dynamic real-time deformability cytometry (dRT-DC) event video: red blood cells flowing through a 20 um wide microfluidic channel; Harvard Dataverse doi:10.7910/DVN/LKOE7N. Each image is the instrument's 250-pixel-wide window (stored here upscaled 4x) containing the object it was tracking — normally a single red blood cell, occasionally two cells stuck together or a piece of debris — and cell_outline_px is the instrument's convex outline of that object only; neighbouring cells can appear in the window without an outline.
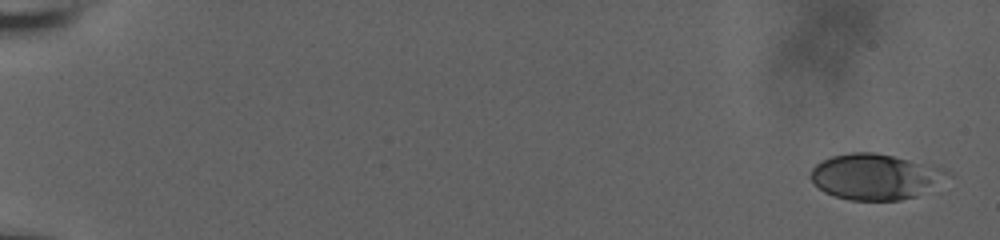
{"species": "human", "species_latin": "Homo sapiens", "temperature_condition": "room temperature", "stored_images_in_passage": 58, "camera_frame_rate_fps": 3000, "um_per_image_px": 0.085, "donor": {"sex": "male"}, "frame": {"image": 1, "passage_image": 1, "time_ms": 0.0, "image_size_px": [1000, 240], "cell_outline_px": [[952, 176], [916, 196], [900, 200], [848, 200], [824, 192], [808, 176], [812, 168], [816, 164], [832, 156], [852, 152], [876, 152], [948, 168], [952, 172]], "centroid_in_image_um": [74.45, 15.0], "position_along_channel_um": 10.6, "area_um2": 36.65}}
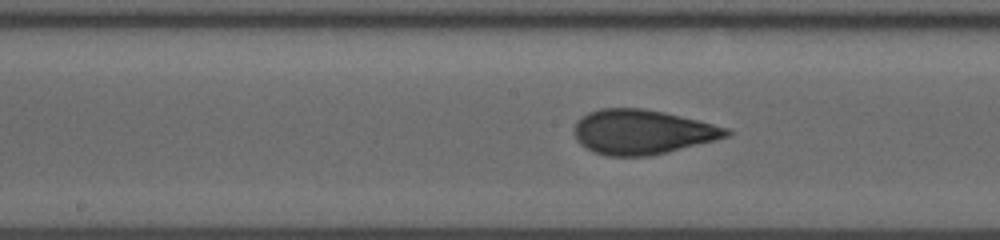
{"frame": {"image": 2, "passage_image": 32, "time_ms": 10.333, "image_size_px": [1000, 240], "cell_outline_px": [[732, 132], [728, 136], [716, 140], [668, 152], [648, 156], [604, 156], [592, 152], [580, 144], [576, 140], [572, 128], [580, 116], [588, 112], [600, 108], [644, 108], [664, 112], [728, 128]], "centroid_in_image_um": [54.52, 11.22], "position_along_channel_um": 193.7, "area_um2": 39.82}}
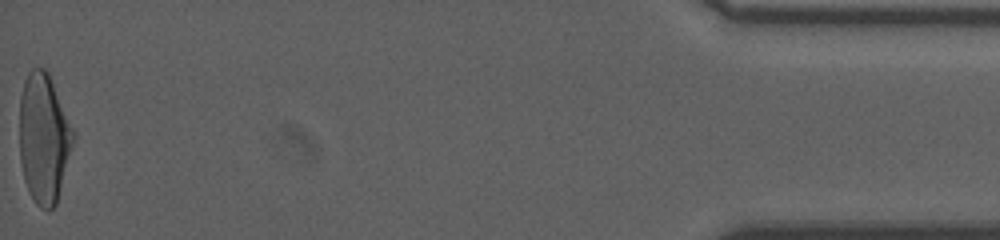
{"frame": {"image": 3, "passage_image": 58, "time_ms": 19.0, "image_size_px": [1000, 240], "cell_outline_px": [[76, 136], [56, 204], [48, 212], [40, 208], [32, 200], [28, 192], [24, 180], [20, 160], [20, 96], [24, 80], [28, 72], [32, 68], [44, 68], [48, 72]], "centroid_in_image_um": [3.72, 11.79], "position_along_channel_um": 431.5, "area_um2": 40.75}, "authors_computed_cell_mechanics": {"area_um2": 38.7838, "velocity_mm_per_s": 3.7485, "shape_relaxation_time_tau1_ms": 4.9913, "shape_relaxation_time_tau2_ms": 0.8199, "deformation_change_tau1": 0.1773, "deformation_change_tau2": 0.0626}}